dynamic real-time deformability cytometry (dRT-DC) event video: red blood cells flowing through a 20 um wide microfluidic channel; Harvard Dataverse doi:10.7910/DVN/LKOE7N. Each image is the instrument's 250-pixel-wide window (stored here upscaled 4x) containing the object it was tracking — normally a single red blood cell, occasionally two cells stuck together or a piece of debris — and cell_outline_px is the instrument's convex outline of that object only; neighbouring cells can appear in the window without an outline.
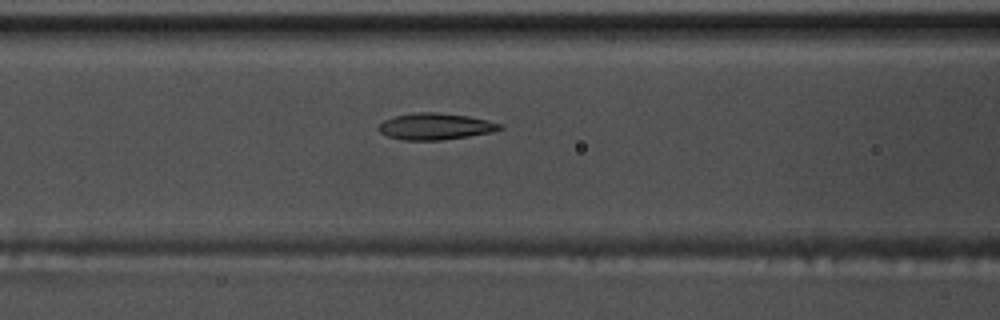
{"species": "common noctule bat (a hibernating species)", "species_latin": "Nyctalus noctula", "temperature_condition": "warm", "stored_images_in_passage": 41, "camera_frame_rate_fps": 3000, "um_per_image_px": 0.085, "animal": {"sex": "male", "body_mass_g": 17.5, "forearm_length_mm": 52.3}, "frame": {"image": 1, "passage_image": 9, "time_ms": 2.667, "image_size_px": [1000, 320], "cell_outline_px": [[504, 128], [488, 132], [468, 136], [440, 140], [404, 140], [388, 136], [380, 132], [376, 128], [384, 120], [396, 116], [416, 112], [440, 112], [468, 116], [488, 120], [504, 124]], "centroid_in_image_um": [37.01, 10.73], "position_along_channel_um": 129.6, "area_um2": 18.67}}
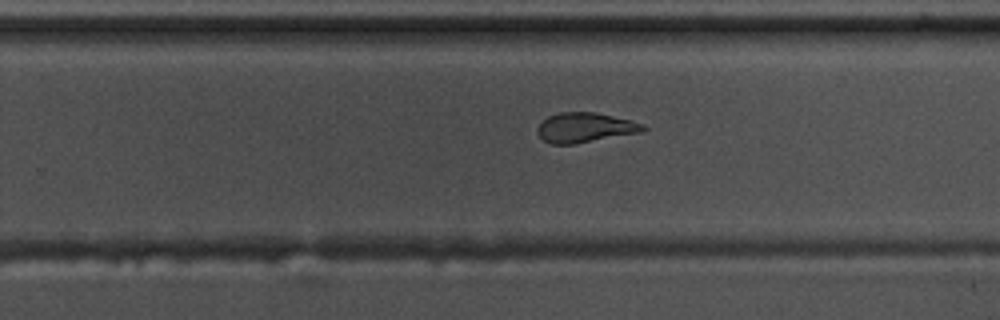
{"frame": {"image": 2, "passage_image": 21, "time_ms": 6.667, "image_size_px": [1000, 320], "cell_outline_px": [[648, 128], [644, 132], [576, 144], [552, 144], [544, 140], [536, 132], [536, 128], [548, 116], [560, 112], [596, 112], [632, 120], [644, 124]], "centroid_in_image_um": [49.78, 10.85], "position_along_channel_um": 280.0, "area_um2": 18.61}}
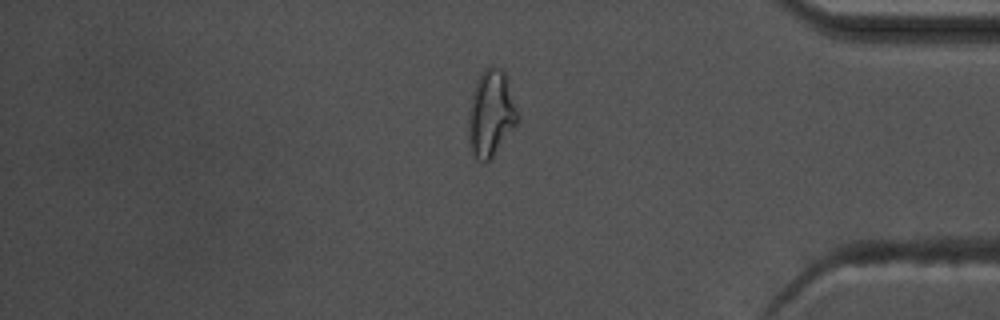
{"frame": {"image": 3, "passage_image": 32, "time_ms": 10.333, "image_size_px": [1000, 320], "cell_outline_px": [[516, 124], [492, 156], [488, 160], [480, 160], [472, 156], [468, 144], [468, 112], [472, 92], [476, 80], [480, 72], [484, 68], [492, 64], [500, 68], [504, 72], [516, 112]], "centroid_in_image_um": [41.64, 9.62], "position_along_channel_um": 393.6, "area_um2": 24.28}, "authors_computed_cell_mechanics": {"area_um2": 19.1896, "velocity_mm_per_s": 3.7832, "shape_relaxation_time_tau1_ms": 7.7021, "shape_relaxation_time_tau2_ms": 1.5607, "deformation_change_tau1": 0.2443, "deformation_change_tau2": 0.0771}}